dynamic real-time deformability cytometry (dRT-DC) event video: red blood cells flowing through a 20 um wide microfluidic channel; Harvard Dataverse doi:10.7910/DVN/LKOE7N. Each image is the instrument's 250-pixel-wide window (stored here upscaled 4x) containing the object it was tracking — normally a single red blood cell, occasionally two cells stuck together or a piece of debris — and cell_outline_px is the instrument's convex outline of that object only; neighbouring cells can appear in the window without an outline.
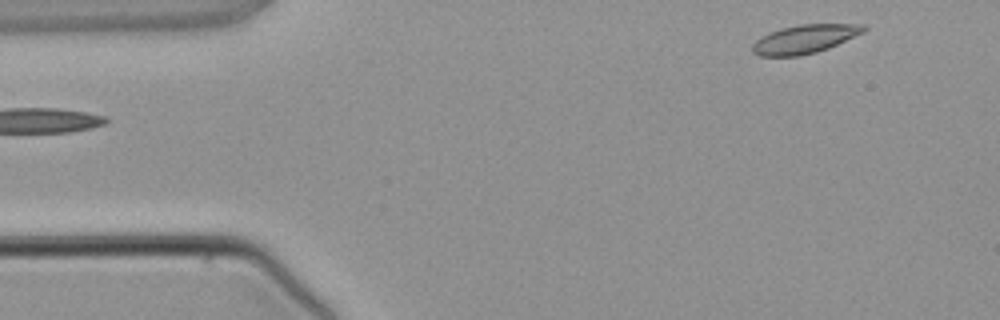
{"species": "common noctule bat (a hibernating species)", "species_latin": "Nyctalus noctula", "temperature_condition": "warm", "stored_images_in_passage": 3, "camera_frame_rate_fps": 3000, "um_per_image_px": 0.085, "animal": {"sex": "male", "body_mass_g": 21.5, "forearm_length_mm": 52.0}, "frame": {"image": 1, "passage_image": 3, "time_ms": 3.333, "image_size_px": [1000, 320], "cell_outline_px": [[868, 28], [864, 32], [828, 48], [816, 52], [800, 56], [760, 56], [752, 52], [752, 44], [760, 36], [768, 32], [800, 24], [864, 24]], "centroid_in_image_um": [68.38, 3.32], "position_along_channel_um": 16.6, "area_um2": 18.55}}